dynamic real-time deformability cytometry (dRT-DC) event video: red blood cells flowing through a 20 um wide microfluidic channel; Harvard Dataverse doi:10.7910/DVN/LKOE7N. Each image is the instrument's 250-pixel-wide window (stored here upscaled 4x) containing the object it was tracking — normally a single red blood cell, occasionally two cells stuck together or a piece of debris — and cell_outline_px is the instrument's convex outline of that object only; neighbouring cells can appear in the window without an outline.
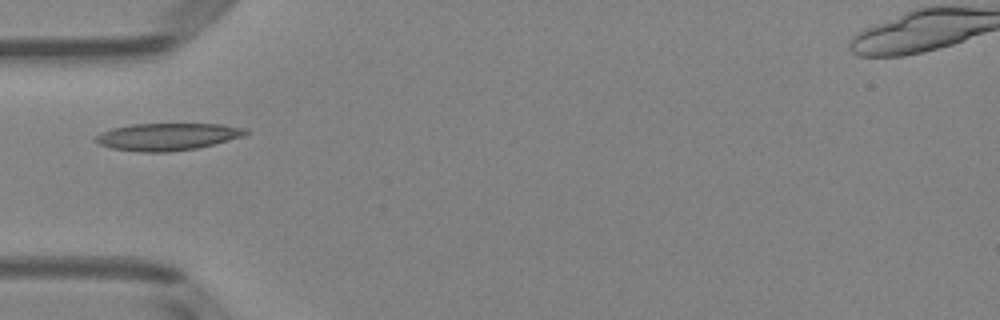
{"species": "Egyptian fruit bat (a non-hibernating species)", "species_latin": "Rousettus aegyptiacus", "temperature_condition": "room temperature", "stored_images_in_passage": 35, "camera_frame_rate_fps": 3000, "um_per_image_px": 0.085, "animal": {"sex": "female"}, "frame": {"image": 1, "passage_image": 1, "time_ms": 0.0, "image_size_px": [1000, 320], "cell_outline_px": [[248, 132], [240, 136], [228, 140], [196, 148], [168, 152], [140, 152], [112, 148], [100, 144], [92, 140], [100, 132], [112, 128], [132, 124], [220, 124], [248, 128]], "centroid_in_image_um": [14.18, 11.61], "position_along_channel_um": 70.8, "area_um2": 23.64}}
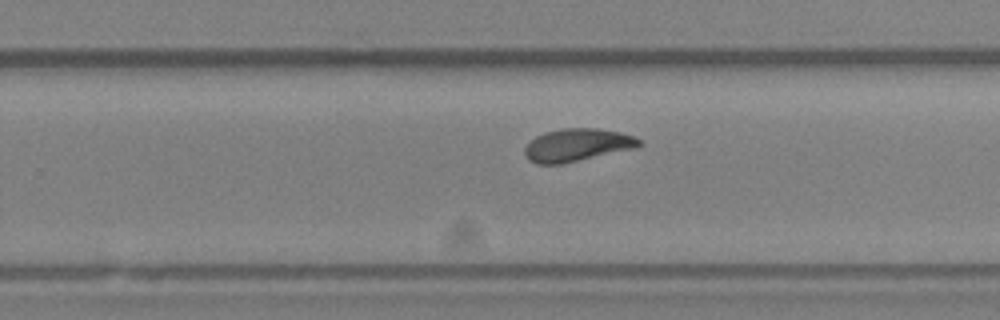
{"frame": {"image": 2, "passage_image": 17, "time_ms": 5.333, "image_size_px": [1000, 320], "cell_outline_px": [[644, 144], [636, 148], [560, 164], [536, 164], [528, 160], [524, 156], [524, 148], [536, 136], [544, 132], [564, 128], [600, 128], [620, 132], [632, 136], [640, 140]], "centroid_in_image_um": [49.05, 12.32], "position_along_channel_um": 280.8, "area_um2": 21.85}}
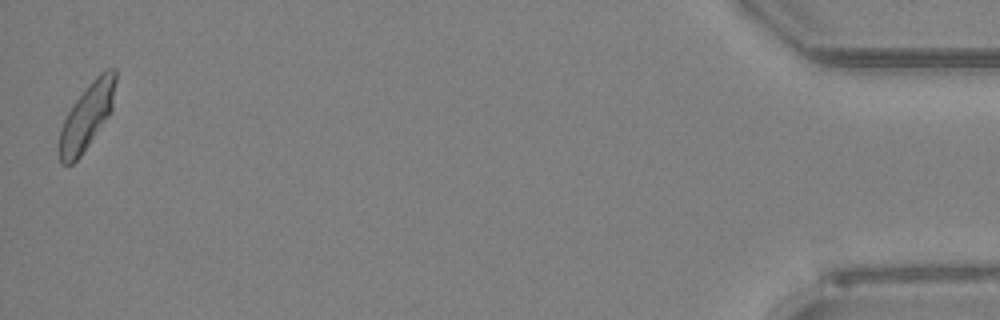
{"frame": {"image": 3, "passage_image": 35, "time_ms": 11.333, "image_size_px": [1000, 320], "cell_outline_px": [[116, 80], [112, 112], [80, 156], [72, 164], [60, 164], [60, 128], [72, 104], [88, 84], [100, 72], [108, 68], [116, 68]], "centroid_in_image_um": [7.41, 9.85], "position_along_channel_um": 427.8, "area_um2": 21.56}, "authors_computed_cell_mechanics": {"area_um2": 21.2126, "velocity_mm_per_s": 3.9466, "shape_relaxation_time_tau1_ms": null, "shape_relaxation_time_tau2_ms": 1.139, "deformation_change_tau1": null, "deformation_change_tau2": 0.0593}}